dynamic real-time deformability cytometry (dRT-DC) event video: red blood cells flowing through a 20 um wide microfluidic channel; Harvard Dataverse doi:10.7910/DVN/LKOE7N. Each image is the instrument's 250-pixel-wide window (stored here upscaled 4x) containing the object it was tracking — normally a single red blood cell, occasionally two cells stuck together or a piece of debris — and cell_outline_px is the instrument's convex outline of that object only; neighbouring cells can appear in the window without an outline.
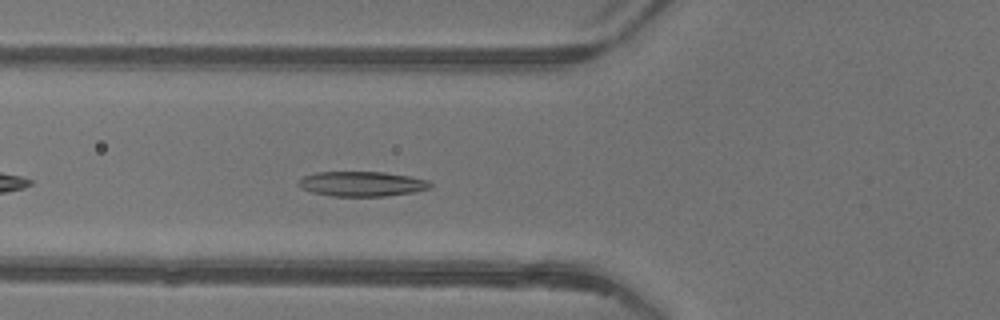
{"species": "common noctule bat (a hibernating species)", "species_latin": "Nyctalus noctula", "temperature_condition": "warm", "stored_images_in_passage": 28, "camera_frame_rate_fps": 3000, "um_per_image_px": 0.085, "animal": {"sex": "female"}, "frame": {"image": 1, "passage_image": 5, "time_ms": 1.333, "image_size_px": [1000, 320], "cell_outline_px": [[432, 184], [428, 188], [416, 192], [384, 196], [332, 196], [312, 192], [296, 184], [296, 180], [304, 176], [316, 172], [384, 172], [408, 176], [428, 180]], "centroid_in_image_um": [30.73, 15.62], "position_along_channel_um": 95.1, "area_um2": 19.07}}
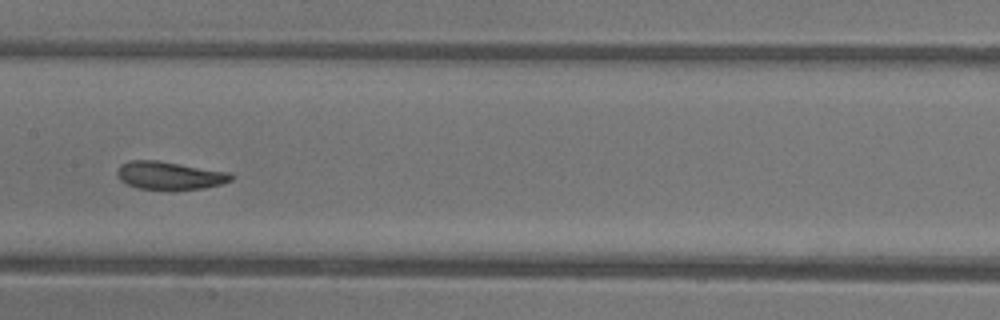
{"frame": {"image": 2, "passage_image": 12, "time_ms": 3.667, "image_size_px": [1000, 320], "cell_outline_px": [[236, 176], [232, 180], [220, 184], [204, 188], [176, 192], [168, 192], [136, 188], [120, 180], [116, 176], [116, 172], [120, 164], [128, 160], [156, 160], [228, 172]], "centroid_in_image_um": [14.38, 14.96], "position_along_channel_um": 193.0, "area_um2": 19.31}}
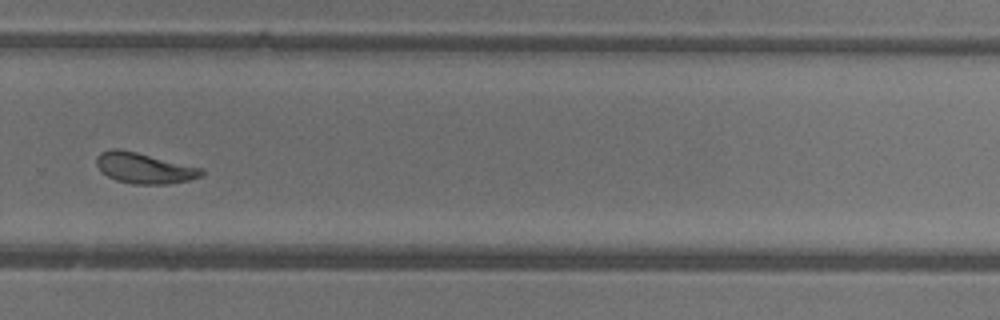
{"frame": {"image": 3, "passage_image": 21, "time_ms": 6.667, "image_size_px": [1000, 320], "cell_outline_px": [[204, 176], [188, 180], [168, 184], [132, 184], [116, 180], [108, 176], [96, 164], [96, 156], [100, 152], [112, 148], [120, 148], [204, 168]], "centroid_in_image_um": [12.29, 14.28], "position_along_channel_um": 317.5, "area_um2": 18.9}, "authors_computed_cell_mechanics": {"area_um2": 18.6405, "velocity_mm_per_s": 4.1696, "shape_relaxation_time_tau1_ms": 9.8247, "shape_relaxation_time_tau2_ms": 1.189, "deformation_change_tau1": 0.2862, "deformation_change_tau2": 0.0661}}